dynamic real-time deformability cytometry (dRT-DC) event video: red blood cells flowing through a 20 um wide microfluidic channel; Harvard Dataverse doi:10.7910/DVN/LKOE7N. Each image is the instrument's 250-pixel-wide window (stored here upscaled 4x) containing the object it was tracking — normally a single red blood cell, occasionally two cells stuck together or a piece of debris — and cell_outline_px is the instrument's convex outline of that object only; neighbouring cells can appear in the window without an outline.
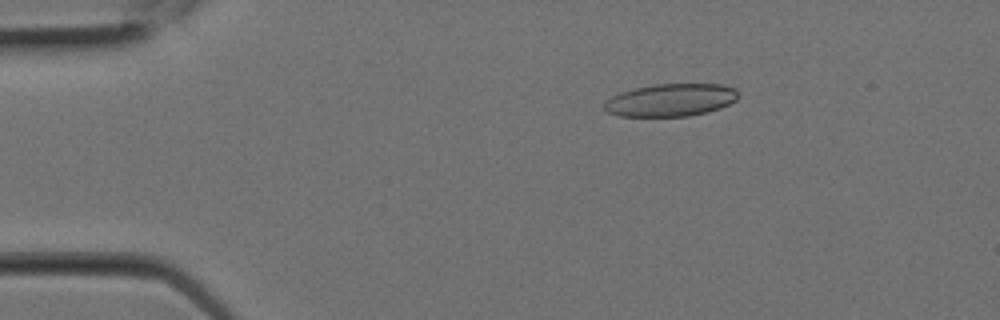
{"species": "Egyptian fruit bat (a non-hibernating species)", "species_latin": "Rousettus aegyptiacus", "temperature_condition": "room temperature", "stored_images_in_passage": 2, "camera_frame_rate_fps": 3000, "um_per_image_px": 0.085, "animal": {"sex": "female"}, "frame": {"image": 1, "passage_image": 1, "time_ms": 0.0, "image_size_px": [1000, 320], "cell_outline_px": [[740, 96], [736, 100], [720, 108], [708, 112], [688, 116], [620, 116], [608, 112], [604, 108], [604, 104], [612, 96], [620, 92], [636, 88], [656, 84], [724, 84], [736, 88]], "centroid_in_image_um": [57.07, 8.5], "position_along_channel_um": 27.9, "area_um2": 25.49}}
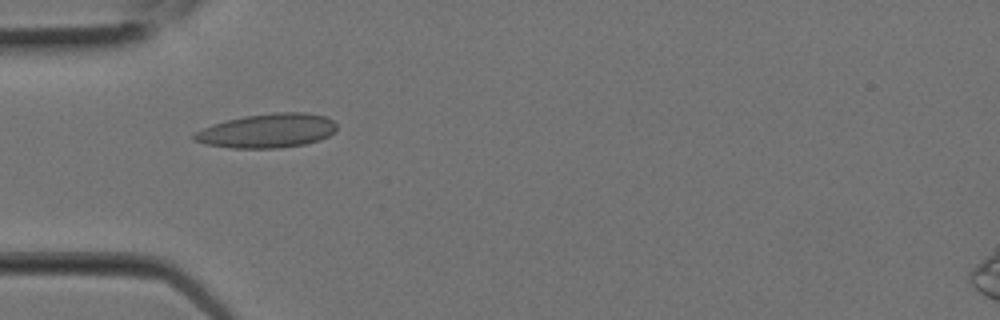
{"frame": {"image": 2, "passage_image": 2, "time_ms": 0.333, "image_size_px": [1000, 320], "cell_outline_px": [[336, 128], [328, 136], [320, 140], [304, 144], [280, 148], [232, 148], [204, 144], [192, 140], [192, 132], [212, 124], [244, 116], [276, 112], [308, 112], [324, 116], [332, 120], [336, 124]], "centroid_in_image_um": [22.67, 11.11], "position_along_channel_um": 62.3, "area_um2": 28.5}}